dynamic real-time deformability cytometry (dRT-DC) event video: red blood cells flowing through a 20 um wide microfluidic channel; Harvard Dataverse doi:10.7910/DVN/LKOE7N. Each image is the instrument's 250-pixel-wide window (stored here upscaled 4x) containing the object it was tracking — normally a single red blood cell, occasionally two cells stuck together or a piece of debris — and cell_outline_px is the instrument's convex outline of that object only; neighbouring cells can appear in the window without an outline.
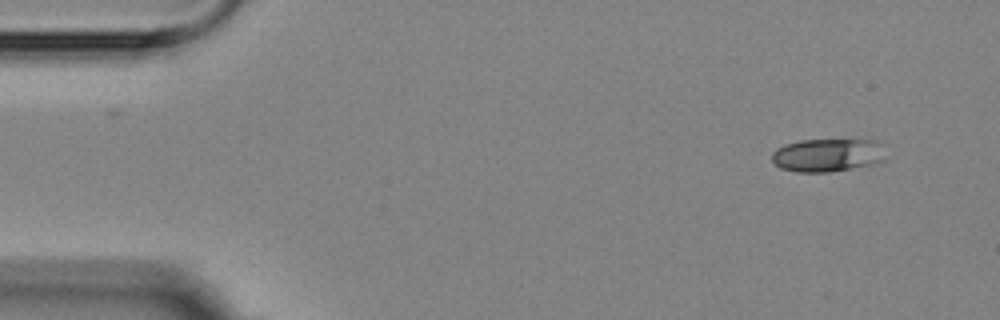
{"species": "Egyptian fruit bat (a non-hibernating species)", "species_latin": "Rousettus aegyptiacus", "temperature_condition": "room temperature", "stored_images_in_passage": 6, "camera_frame_rate_fps": 3000, "um_per_image_px": 0.085, "animal": {"sex": "female"}, "frame": {"image": 1, "passage_image": 1, "time_ms": 0.0, "image_size_px": [1000, 320], "cell_outline_px": [[884, 160], [872, 164], [828, 172], [796, 172], [780, 168], [772, 160], [772, 152], [776, 148], [784, 144], [800, 140], [876, 140], [880, 144]], "centroid_in_image_um": [70.27, 13.18], "position_along_channel_um": 14.7, "area_um2": 21.79}}